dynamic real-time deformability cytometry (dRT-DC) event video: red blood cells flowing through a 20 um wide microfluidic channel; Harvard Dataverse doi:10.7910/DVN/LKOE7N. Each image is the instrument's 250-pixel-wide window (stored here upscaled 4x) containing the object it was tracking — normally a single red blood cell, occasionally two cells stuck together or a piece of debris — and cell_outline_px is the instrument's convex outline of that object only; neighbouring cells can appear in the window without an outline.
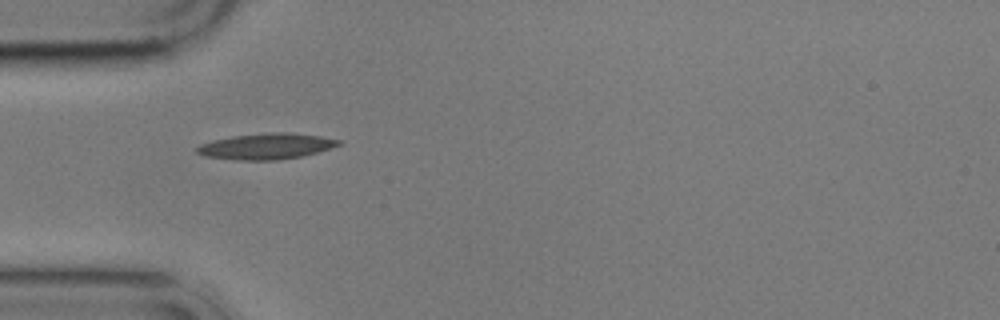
{"species": "common noctule bat (a hibernating species)", "species_latin": "Nyctalus noctula", "temperature_condition": "cold", "stored_images_in_passage": 4, "camera_frame_rate_fps": 3000, "um_per_image_px": 0.085, "animal": {"sex": "male", "body_mass_g": 17.9}, "frame": {"image": 1, "passage_image": 1, "time_ms": 0.0, "image_size_px": [1000, 320], "cell_outline_px": [[344, 144], [316, 152], [300, 156], [276, 160], [236, 160], [204, 156], [196, 152], [196, 148], [200, 144], [212, 140], [232, 136], [272, 132], [284, 132], [320, 136], [344, 140]], "centroid_in_image_um": [22.64, 12.43], "position_along_channel_um": 62.4, "area_um2": 21.39}}
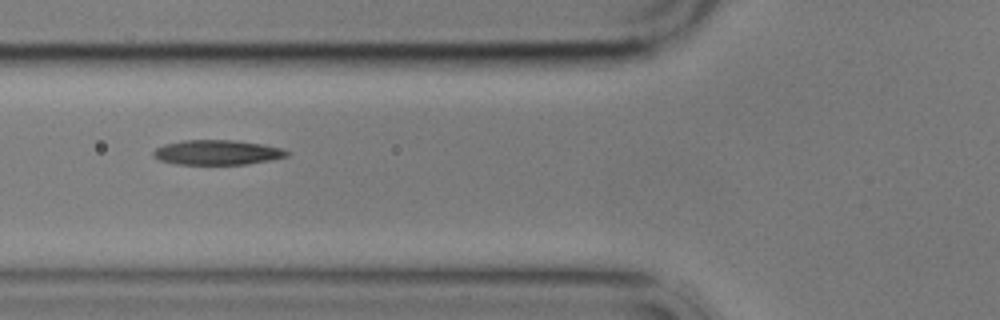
{"frame": {"image": 2, "passage_image": 2, "time_ms": 1.333, "image_size_px": [1000, 320], "cell_outline_px": [[292, 152], [288, 156], [272, 160], [248, 164], [176, 164], [160, 160], [152, 156], [152, 152], [156, 148], [164, 144], [184, 140], [236, 140], [264, 144], [284, 148]], "centroid_in_image_um": [18.52, 12.95], "position_along_channel_um": 107.3, "area_um2": 19.59}}
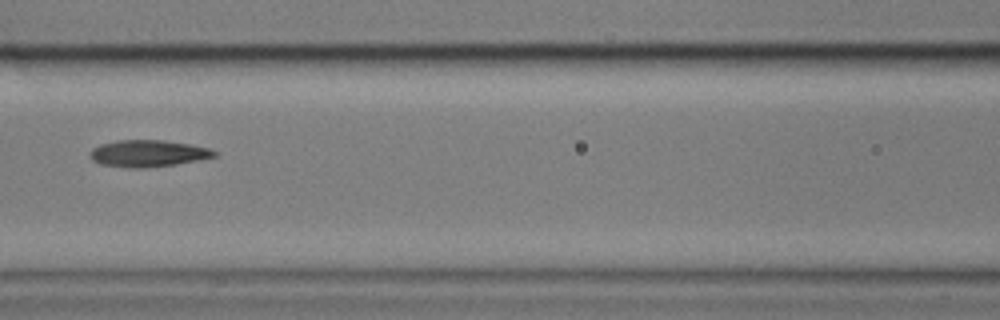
{"frame": {"image": 3, "passage_image": 3, "time_ms": 2.667, "image_size_px": [1000, 320], "cell_outline_px": [[216, 156], [200, 160], [176, 164], [144, 168], [128, 168], [100, 164], [92, 160], [92, 148], [100, 144], [116, 140], [164, 140], [188, 144], [208, 148], [216, 152]], "centroid_in_image_um": [12.57, 13.04], "position_along_channel_um": 154.0, "area_um2": 19.31}}